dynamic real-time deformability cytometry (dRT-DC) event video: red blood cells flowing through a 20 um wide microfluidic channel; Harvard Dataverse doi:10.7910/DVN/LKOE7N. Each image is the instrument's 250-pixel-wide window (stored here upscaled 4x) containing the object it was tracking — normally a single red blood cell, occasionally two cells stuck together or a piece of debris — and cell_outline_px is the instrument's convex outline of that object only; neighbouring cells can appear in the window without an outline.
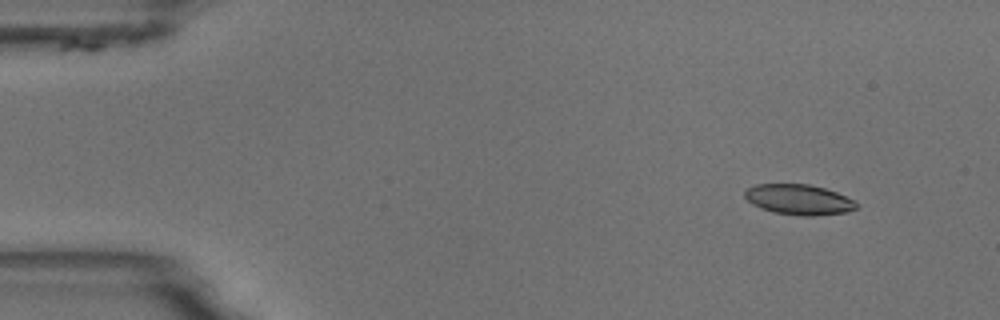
{"species": "common noctule bat (a hibernating species)", "species_latin": "Nyctalus noctula", "temperature_condition": "room temperature", "stored_images_in_passage": 5, "camera_frame_rate_fps": 3000, "um_per_image_px": 0.085, "animal": {"sex": "male", "body_mass_g": 18.8}, "frame": {"image": 1, "passage_image": 2, "time_ms": 1.333, "image_size_px": [1000, 320], "cell_outline_px": [[856, 208], [848, 212], [812, 216], [804, 216], [772, 212], [760, 208], [752, 204], [744, 196], [744, 192], [748, 188], [756, 184], [808, 184], [824, 188], [836, 192], [852, 200], [856, 204]], "centroid_in_image_um": [67.86, 16.97], "position_along_channel_um": 17.1, "area_um2": 19.59}}
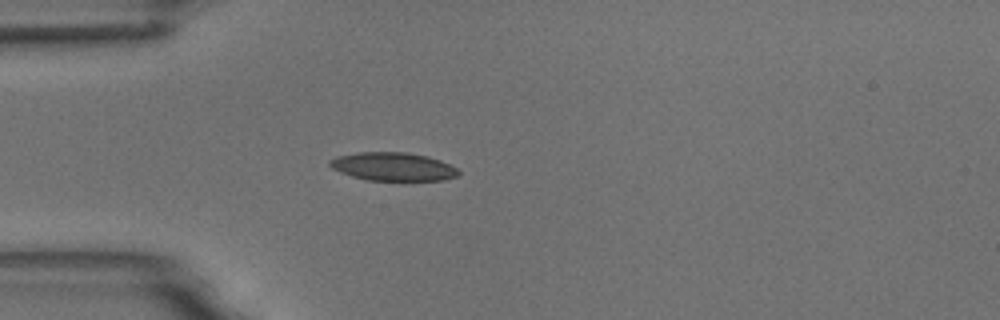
{"frame": {"image": 2, "passage_image": 5, "time_ms": 4.667, "image_size_px": [1000, 320], "cell_outline_px": [[460, 172], [456, 176], [444, 180], [368, 180], [352, 176], [340, 172], [332, 168], [328, 164], [328, 160], [336, 156], [356, 152], [408, 152], [428, 156], [440, 160], [456, 168]], "centroid_in_image_um": [33.37, 14.15], "position_along_channel_um": 51.6, "area_um2": 21.27}}